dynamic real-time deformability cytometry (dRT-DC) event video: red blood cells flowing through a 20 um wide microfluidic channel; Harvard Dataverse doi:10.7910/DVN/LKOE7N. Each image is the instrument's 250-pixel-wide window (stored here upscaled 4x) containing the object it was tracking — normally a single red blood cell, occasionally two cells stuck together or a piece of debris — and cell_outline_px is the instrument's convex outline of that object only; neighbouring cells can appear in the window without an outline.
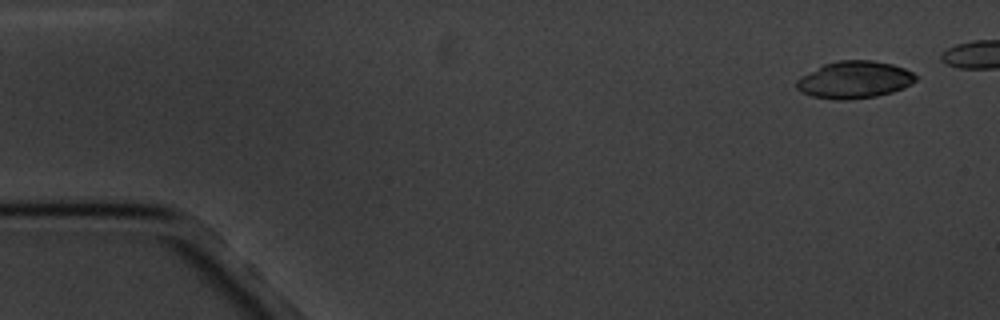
{"species": "common noctule bat (a hibernating species)", "species_latin": "Nyctalus noctula", "temperature_condition": "cold", "stored_images_in_passage": 10, "segment_of_instrument_passage": [1, 2], "camera_frame_rate_fps": 3000, "um_per_image_px": 0.085, "animal": {"sex": "male", "body_mass_g": 20.1, "forearm_length_mm": 53.5}, "frame": {"image": 1, "passage_image": 1, "time_ms": 0.0, "image_size_px": [1000, 320], "cell_outline_px": [[916, 80], [912, 84], [904, 88], [892, 92], [876, 96], [848, 100], [836, 100], [812, 96], [800, 92], [796, 88], [796, 80], [800, 76], [824, 64], [836, 60], [872, 60], [892, 64], [904, 68], [912, 72], [916, 76]], "centroid_in_image_um": [72.61, 6.78], "position_along_channel_um": 12.4, "area_um2": 26.01}}
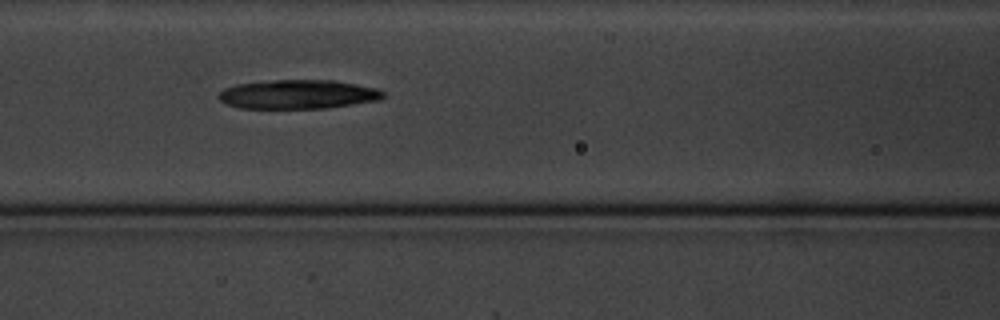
{"frame": {"image": 2, "passage_image": 7, "time_ms": 7.0, "image_size_px": [1000, 320], "cell_outline_px": [[384, 96], [380, 100], [328, 108], [240, 108], [224, 104], [216, 96], [224, 88], [236, 84], [272, 80], [336, 80], [376, 88], [384, 92]], "centroid_in_image_um": [25.31, 8.02], "position_along_channel_um": 141.3, "area_um2": 28.03}}
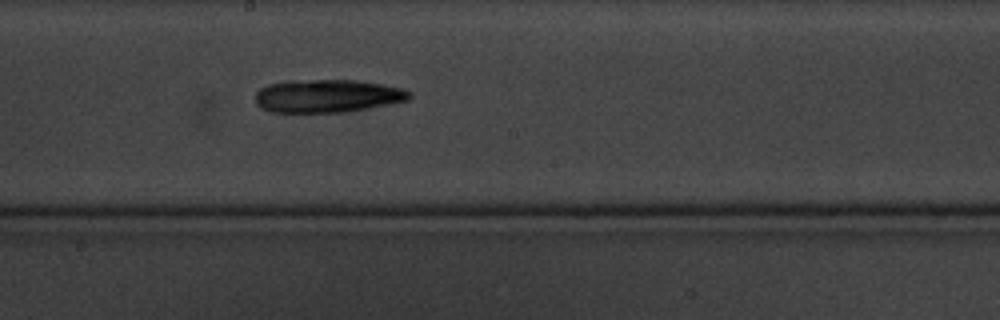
{"frame": {"image": 3, "passage_image": 9, "time_ms": 9.333, "image_size_px": [1000, 320], "cell_outline_px": [[412, 96], [408, 100], [364, 108], [340, 112], [272, 112], [260, 108], [256, 104], [256, 92], [260, 88], [268, 84], [288, 80], [356, 80], [380, 84], [400, 88], [408, 92]], "centroid_in_image_um": [27.74, 8.15], "position_along_channel_um": 220.5, "area_um2": 29.3}}